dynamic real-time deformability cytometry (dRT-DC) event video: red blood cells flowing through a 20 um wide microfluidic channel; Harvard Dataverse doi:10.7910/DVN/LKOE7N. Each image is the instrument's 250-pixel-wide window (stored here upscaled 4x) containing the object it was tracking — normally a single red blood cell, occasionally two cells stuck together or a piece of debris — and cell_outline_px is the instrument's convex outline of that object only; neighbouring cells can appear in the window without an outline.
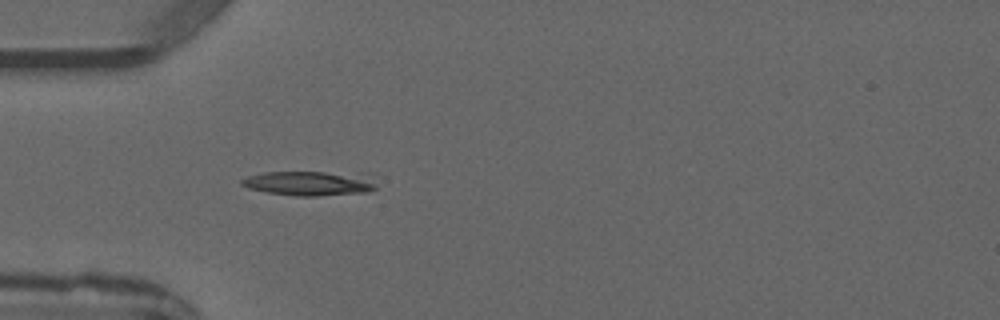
{"species": "common noctule bat (a hibernating species)", "species_latin": "Nyctalus noctula", "temperature_condition": "warm", "stored_images_in_passage": 1, "camera_frame_rate_fps": 3000, "um_per_image_px": 0.085, "animal": {"sex": "male", "forearm_length_mm": 52.5}, "frame": {"image": 1, "passage_image": 1, "time_ms": 0.0, "image_size_px": [1000, 320], "cell_outline_px": [[376, 188], [368, 192], [316, 196], [296, 196], [268, 192], [248, 188], [240, 184], [240, 180], [248, 176], [264, 172], [372, 172], [376, 184]], "centroid_in_image_um": [26.45, 15.55], "position_along_channel_um": 58.6, "area_um2": 19.88}}